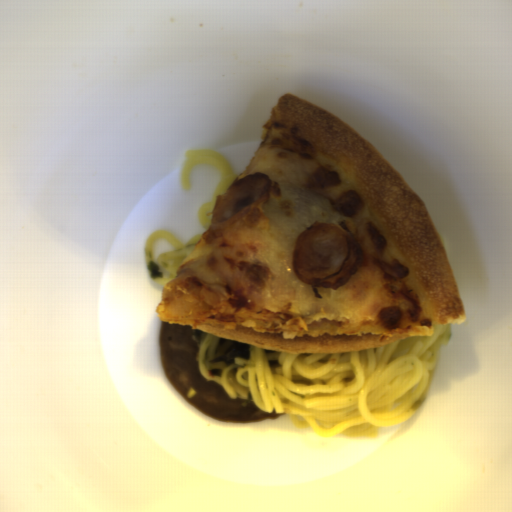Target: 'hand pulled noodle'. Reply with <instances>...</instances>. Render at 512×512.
<instances>
[{"instance_id": "hand-pulled-noodle-3", "label": "hand pulled noodle", "mask_w": 512, "mask_h": 512, "mask_svg": "<svg viewBox=\"0 0 512 512\" xmlns=\"http://www.w3.org/2000/svg\"><path fill=\"white\" fill-rule=\"evenodd\" d=\"M205 234H195L187 243L167 230H156L144 247L146 264L152 260L159 265L163 278L155 279L162 286L178 277V269L194 251Z\"/></svg>"}, {"instance_id": "hand-pulled-noodle-1", "label": "hand pulled noodle", "mask_w": 512, "mask_h": 512, "mask_svg": "<svg viewBox=\"0 0 512 512\" xmlns=\"http://www.w3.org/2000/svg\"><path fill=\"white\" fill-rule=\"evenodd\" d=\"M452 323L432 335L406 337L361 351L298 353L250 347V358L213 363L220 336L204 333L197 350L204 378L231 399L251 400L266 413L286 415L293 426L320 438L377 437L423 406L432 387L439 349Z\"/></svg>"}, {"instance_id": "hand-pulled-noodle-2", "label": "hand pulled noodle", "mask_w": 512, "mask_h": 512, "mask_svg": "<svg viewBox=\"0 0 512 512\" xmlns=\"http://www.w3.org/2000/svg\"><path fill=\"white\" fill-rule=\"evenodd\" d=\"M199 164L216 166L221 174L211 199L201 205L199 209V222L203 230L207 231L213 225L211 219L218 195H223L235 183L238 175L224 152L206 148L187 150L181 166V190L190 191L192 188L191 171Z\"/></svg>"}]
</instances>
